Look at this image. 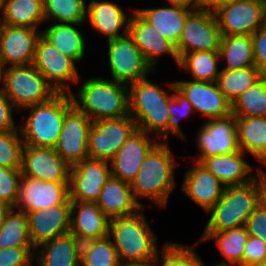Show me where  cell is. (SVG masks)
Here are the masks:
<instances>
[{"label":"cell","instance_id":"6da1fadb","mask_svg":"<svg viewBox=\"0 0 266 266\" xmlns=\"http://www.w3.org/2000/svg\"><path fill=\"white\" fill-rule=\"evenodd\" d=\"M175 155L171 151L168 141H159L146 155L135 179L131 182L134 199L145 208L143 199L151 200L154 207H166L171 192L176 188ZM141 200V201H139ZM149 205V206H148Z\"/></svg>","mask_w":266,"mask_h":266},{"label":"cell","instance_id":"7a4b0ae2","mask_svg":"<svg viewBox=\"0 0 266 266\" xmlns=\"http://www.w3.org/2000/svg\"><path fill=\"white\" fill-rule=\"evenodd\" d=\"M265 187V170L248 184L225 187L220 200L206 212L210 217L203 233H217L245 226L248 217L260 204Z\"/></svg>","mask_w":266,"mask_h":266},{"label":"cell","instance_id":"3957f363","mask_svg":"<svg viewBox=\"0 0 266 266\" xmlns=\"http://www.w3.org/2000/svg\"><path fill=\"white\" fill-rule=\"evenodd\" d=\"M168 90L148 78L128 86L129 115L136 122L137 129L151 135L159 141L167 140V123L170 117L168 106L175 89L174 81L167 82ZM157 136V137H156Z\"/></svg>","mask_w":266,"mask_h":266},{"label":"cell","instance_id":"277c9868","mask_svg":"<svg viewBox=\"0 0 266 266\" xmlns=\"http://www.w3.org/2000/svg\"><path fill=\"white\" fill-rule=\"evenodd\" d=\"M70 94L74 105L91 121L129 115L128 85L105 76L84 79L76 94L73 91Z\"/></svg>","mask_w":266,"mask_h":266},{"label":"cell","instance_id":"5b68a950","mask_svg":"<svg viewBox=\"0 0 266 266\" xmlns=\"http://www.w3.org/2000/svg\"><path fill=\"white\" fill-rule=\"evenodd\" d=\"M143 210L131 216L110 219L108 236L121 264L154 259L159 249L157 236Z\"/></svg>","mask_w":266,"mask_h":266},{"label":"cell","instance_id":"8992f818","mask_svg":"<svg viewBox=\"0 0 266 266\" xmlns=\"http://www.w3.org/2000/svg\"><path fill=\"white\" fill-rule=\"evenodd\" d=\"M73 105L70 93L58 92L46 102L23 109L29 112L19 127L24 145L54 148L65 114Z\"/></svg>","mask_w":266,"mask_h":266},{"label":"cell","instance_id":"52a82bcc","mask_svg":"<svg viewBox=\"0 0 266 266\" xmlns=\"http://www.w3.org/2000/svg\"><path fill=\"white\" fill-rule=\"evenodd\" d=\"M0 89L17 112L46 102L58 93L32 64L7 67Z\"/></svg>","mask_w":266,"mask_h":266},{"label":"cell","instance_id":"ba28073f","mask_svg":"<svg viewBox=\"0 0 266 266\" xmlns=\"http://www.w3.org/2000/svg\"><path fill=\"white\" fill-rule=\"evenodd\" d=\"M107 48L110 80L129 86L155 73L129 34L107 41Z\"/></svg>","mask_w":266,"mask_h":266},{"label":"cell","instance_id":"9c48e42d","mask_svg":"<svg viewBox=\"0 0 266 266\" xmlns=\"http://www.w3.org/2000/svg\"><path fill=\"white\" fill-rule=\"evenodd\" d=\"M75 62L43 35L39 37L32 65L57 92L71 93L73 90L70 85L80 83L81 76Z\"/></svg>","mask_w":266,"mask_h":266},{"label":"cell","instance_id":"30bf717a","mask_svg":"<svg viewBox=\"0 0 266 266\" xmlns=\"http://www.w3.org/2000/svg\"><path fill=\"white\" fill-rule=\"evenodd\" d=\"M136 130V122L130 115L92 121L87 143L89 158L110 162Z\"/></svg>","mask_w":266,"mask_h":266},{"label":"cell","instance_id":"8fae6325","mask_svg":"<svg viewBox=\"0 0 266 266\" xmlns=\"http://www.w3.org/2000/svg\"><path fill=\"white\" fill-rule=\"evenodd\" d=\"M221 31L214 12L193 9L186 18L176 52L180 58L193 51H218Z\"/></svg>","mask_w":266,"mask_h":266},{"label":"cell","instance_id":"7c38bea8","mask_svg":"<svg viewBox=\"0 0 266 266\" xmlns=\"http://www.w3.org/2000/svg\"><path fill=\"white\" fill-rule=\"evenodd\" d=\"M195 139L198 153L191 158L196 162H201L206 157L240 151L236 121L232 114L206 120L198 129Z\"/></svg>","mask_w":266,"mask_h":266},{"label":"cell","instance_id":"4fadbf2b","mask_svg":"<svg viewBox=\"0 0 266 266\" xmlns=\"http://www.w3.org/2000/svg\"><path fill=\"white\" fill-rule=\"evenodd\" d=\"M111 175L110 162L91 158L79 161L70 168L69 199L96 202Z\"/></svg>","mask_w":266,"mask_h":266},{"label":"cell","instance_id":"5bb4252c","mask_svg":"<svg viewBox=\"0 0 266 266\" xmlns=\"http://www.w3.org/2000/svg\"><path fill=\"white\" fill-rule=\"evenodd\" d=\"M215 15L222 36L252 35L266 25L261 0H229Z\"/></svg>","mask_w":266,"mask_h":266},{"label":"cell","instance_id":"9a60e30c","mask_svg":"<svg viewBox=\"0 0 266 266\" xmlns=\"http://www.w3.org/2000/svg\"><path fill=\"white\" fill-rule=\"evenodd\" d=\"M91 124L87 115L75 105L66 112L54 150L70 166L89 158L87 143Z\"/></svg>","mask_w":266,"mask_h":266},{"label":"cell","instance_id":"2e32d148","mask_svg":"<svg viewBox=\"0 0 266 266\" xmlns=\"http://www.w3.org/2000/svg\"><path fill=\"white\" fill-rule=\"evenodd\" d=\"M176 90L193 106L195 114L207 120L232 114L231 102L218 89L215 82L174 80Z\"/></svg>","mask_w":266,"mask_h":266},{"label":"cell","instance_id":"e0dca14e","mask_svg":"<svg viewBox=\"0 0 266 266\" xmlns=\"http://www.w3.org/2000/svg\"><path fill=\"white\" fill-rule=\"evenodd\" d=\"M68 183L41 181L21 175L18 197L13 208L27 213L63 204L69 198Z\"/></svg>","mask_w":266,"mask_h":266},{"label":"cell","instance_id":"ac0fdd59","mask_svg":"<svg viewBox=\"0 0 266 266\" xmlns=\"http://www.w3.org/2000/svg\"><path fill=\"white\" fill-rule=\"evenodd\" d=\"M71 166L54 148L24 145L21 174L41 181L69 182Z\"/></svg>","mask_w":266,"mask_h":266},{"label":"cell","instance_id":"d6986e66","mask_svg":"<svg viewBox=\"0 0 266 266\" xmlns=\"http://www.w3.org/2000/svg\"><path fill=\"white\" fill-rule=\"evenodd\" d=\"M42 31L0 23V51L5 67L31 65Z\"/></svg>","mask_w":266,"mask_h":266},{"label":"cell","instance_id":"ffe728a7","mask_svg":"<svg viewBox=\"0 0 266 266\" xmlns=\"http://www.w3.org/2000/svg\"><path fill=\"white\" fill-rule=\"evenodd\" d=\"M28 233L34 249L56 236L66 234L70 230L71 200L55 205L47 210L29 211Z\"/></svg>","mask_w":266,"mask_h":266},{"label":"cell","instance_id":"44dd1931","mask_svg":"<svg viewBox=\"0 0 266 266\" xmlns=\"http://www.w3.org/2000/svg\"><path fill=\"white\" fill-rule=\"evenodd\" d=\"M128 34L133 38L135 45L140 49L146 62L154 71L157 70L158 58L162 55H170L178 65L179 57L175 46L158 33L147 20L136 10L130 12Z\"/></svg>","mask_w":266,"mask_h":266},{"label":"cell","instance_id":"7402d4cb","mask_svg":"<svg viewBox=\"0 0 266 266\" xmlns=\"http://www.w3.org/2000/svg\"><path fill=\"white\" fill-rule=\"evenodd\" d=\"M153 136L140 129L131 134L110 161L112 176L131 183L146 155L159 142Z\"/></svg>","mask_w":266,"mask_h":266},{"label":"cell","instance_id":"603a6c76","mask_svg":"<svg viewBox=\"0 0 266 266\" xmlns=\"http://www.w3.org/2000/svg\"><path fill=\"white\" fill-rule=\"evenodd\" d=\"M193 161L184 175L181 191L207 212L222 197L225 186L200 162Z\"/></svg>","mask_w":266,"mask_h":266},{"label":"cell","instance_id":"cb8c5ba5","mask_svg":"<svg viewBox=\"0 0 266 266\" xmlns=\"http://www.w3.org/2000/svg\"><path fill=\"white\" fill-rule=\"evenodd\" d=\"M243 151L231 154L215 155L204 158L200 163L204 165L225 187L248 184L263 170L258 166L254 175L253 166L245 160Z\"/></svg>","mask_w":266,"mask_h":266},{"label":"cell","instance_id":"d4e9b609","mask_svg":"<svg viewBox=\"0 0 266 266\" xmlns=\"http://www.w3.org/2000/svg\"><path fill=\"white\" fill-rule=\"evenodd\" d=\"M110 218L96 202L71 201L70 230L83 243L109 235Z\"/></svg>","mask_w":266,"mask_h":266},{"label":"cell","instance_id":"484cf974","mask_svg":"<svg viewBox=\"0 0 266 266\" xmlns=\"http://www.w3.org/2000/svg\"><path fill=\"white\" fill-rule=\"evenodd\" d=\"M126 14L118 3L92 0L87 5L86 22L109 41L128 34L130 14Z\"/></svg>","mask_w":266,"mask_h":266},{"label":"cell","instance_id":"4316f807","mask_svg":"<svg viewBox=\"0 0 266 266\" xmlns=\"http://www.w3.org/2000/svg\"><path fill=\"white\" fill-rule=\"evenodd\" d=\"M96 204L110 219L131 216L143 208L134 199L131 183L112 175L102 187Z\"/></svg>","mask_w":266,"mask_h":266},{"label":"cell","instance_id":"83f0119b","mask_svg":"<svg viewBox=\"0 0 266 266\" xmlns=\"http://www.w3.org/2000/svg\"><path fill=\"white\" fill-rule=\"evenodd\" d=\"M37 266H80L81 242L68 232L35 249Z\"/></svg>","mask_w":266,"mask_h":266},{"label":"cell","instance_id":"f1b7e54d","mask_svg":"<svg viewBox=\"0 0 266 266\" xmlns=\"http://www.w3.org/2000/svg\"><path fill=\"white\" fill-rule=\"evenodd\" d=\"M169 7L135 8L158 33L177 46L187 15L194 9L189 6L168 4Z\"/></svg>","mask_w":266,"mask_h":266},{"label":"cell","instance_id":"f546056e","mask_svg":"<svg viewBox=\"0 0 266 266\" xmlns=\"http://www.w3.org/2000/svg\"><path fill=\"white\" fill-rule=\"evenodd\" d=\"M238 145L266 167V117H235Z\"/></svg>","mask_w":266,"mask_h":266},{"label":"cell","instance_id":"4dcf8cb0","mask_svg":"<svg viewBox=\"0 0 266 266\" xmlns=\"http://www.w3.org/2000/svg\"><path fill=\"white\" fill-rule=\"evenodd\" d=\"M76 26L85 24L51 23L42 29V35L50 41L61 53L80 63L86 55V40L81 30Z\"/></svg>","mask_w":266,"mask_h":266},{"label":"cell","instance_id":"1f68e13d","mask_svg":"<svg viewBox=\"0 0 266 266\" xmlns=\"http://www.w3.org/2000/svg\"><path fill=\"white\" fill-rule=\"evenodd\" d=\"M0 23L38 29L46 23L43 0H3Z\"/></svg>","mask_w":266,"mask_h":266},{"label":"cell","instance_id":"d6a6232c","mask_svg":"<svg viewBox=\"0 0 266 266\" xmlns=\"http://www.w3.org/2000/svg\"><path fill=\"white\" fill-rule=\"evenodd\" d=\"M248 238L246 227L242 226L217 233H202L195 245L212 239L223 255L217 264L243 266V252Z\"/></svg>","mask_w":266,"mask_h":266},{"label":"cell","instance_id":"836d02e7","mask_svg":"<svg viewBox=\"0 0 266 266\" xmlns=\"http://www.w3.org/2000/svg\"><path fill=\"white\" fill-rule=\"evenodd\" d=\"M218 51L221 62L225 60L222 69L237 70L255 66L251 35L222 36Z\"/></svg>","mask_w":266,"mask_h":266},{"label":"cell","instance_id":"e575fe53","mask_svg":"<svg viewBox=\"0 0 266 266\" xmlns=\"http://www.w3.org/2000/svg\"><path fill=\"white\" fill-rule=\"evenodd\" d=\"M220 62L219 51H193L183 54L177 67L191 74L192 80L215 82L221 72Z\"/></svg>","mask_w":266,"mask_h":266},{"label":"cell","instance_id":"d590c367","mask_svg":"<svg viewBox=\"0 0 266 266\" xmlns=\"http://www.w3.org/2000/svg\"><path fill=\"white\" fill-rule=\"evenodd\" d=\"M262 78L256 66L237 70L221 69L215 83L222 94L231 102Z\"/></svg>","mask_w":266,"mask_h":266},{"label":"cell","instance_id":"8d00e7d4","mask_svg":"<svg viewBox=\"0 0 266 266\" xmlns=\"http://www.w3.org/2000/svg\"><path fill=\"white\" fill-rule=\"evenodd\" d=\"M32 246L28 233L26 212L14 208L0 224V248Z\"/></svg>","mask_w":266,"mask_h":266},{"label":"cell","instance_id":"74e56055","mask_svg":"<svg viewBox=\"0 0 266 266\" xmlns=\"http://www.w3.org/2000/svg\"><path fill=\"white\" fill-rule=\"evenodd\" d=\"M45 21L86 24L85 0H43Z\"/></svg>","mask_w":266,"mask_h":266},{"label":"cell","instance_id":"f35d334b","mask_svg":"<svg viewBox=\"0 0 266 266\" xmlns=\"http://www.w3.org/2000/svg\"><path fill=\"white\" fill-rule=\"evenodd\" d=\"M234 117H266V77L237 97L232 103Z\"/></svg>","mask_w":266,"mask_h":266},{"label":"cell","instance_id":"ab89813d","mask_svg":"<svg viewBox=\"0 0 266 266\" xmlns=\"http://www.w3.org/2000/svg\"><path fill=\"white\" fill-rule=\"evenodd\" d=\"M80 266H121L109 236L81 243Z\"/></svg>","mask_w":266,"mask_h":266},{"label":"cell","instance_id":"60d3db41","mask_svg":"<svg viewBox=\"0 0 266 266\" xmlns=\"http://www.w3.org/2000/svg\"><path fill=\"white\" fill-rule=\"evenodd\" d=\"M156 266H204V262L194 246L168 241L157 250Z\"/></svg>","mask_w":266,"mask_h":266},{"label":"cell","instance_id":"b9f144b4","mask_svg":"<svg viewBox=\"0 0 266 266\" xmlns=\"http://www.w3.org/2000/svg\"><path fill=\"white\" fill-rule=\"evenodd\" d=\"M23 147L19 130L0 131V166L21 169Z\"/></svg>","mask_w":266,"mask_h":266},{"label":"cell","instance_id":"7bdbcfd3","mask_svg":"<svg viewBox=\"0 0 266 266\" xmlns=\"http://www.w3.org/2000/svg\"><path fill=\"white\" fill-rule=\"evenodd\" d=\"M169 119L167 123V139L169 135L180 137L182 140H186L184 133L180 126V120L193 115L194 109L192 104L182 96L176 88L173 91L172 97L168 106Z\"/></svg>","mask_w":266,"mask_h":266},{"label":"cell","instance_id":"ee69618b","mask_svg":"<svg viewBox=\"0 0 266 266\" xmlns=\"http://www.w3.org/2000/svg\"><path fill=\"white\" fill-rule=\"evenodd\" d=\"M20 169L0 166V200L14 207L20 186Z\"/></svg>","mask_w":266,"mask_h":266},{"label":"cell","instance_id":"f6af8a7d","mask_svg":"<svg viewBox=\"0 0 266 266\" xmlns=\"http://www.w3.org/2000/svg\"><path fill=\"white\" fill-rule=\"evenodd\" d=\"M33 246L0 248V266H33Z\"/></svg>","mask_w":266,"mask_h":266},{"label":"cell","instance_id":"bcb514c9","mask_svg":"<svg viewBox=\"0 0 266 266\" xmlns=\"http://www.w3.org/2000/svg\"><path fill=\"white\" fill-rule=\"evenodd\" d=\"M266 260V244L259 237L249 235L243 252V266H253Z\"/></svg>","mask_w":266,"mask_h":266},{"label":"cell","instance_id":"7dc6e473","mask_svg":"<svg viewBox=\"0 0 266 266\" xmlns=\"http://www.w3.org/2000/svg\"><path fill=\"white\" fill-rule=\"evenodd\" d=\"M255 66L262 77H266V25L258 28L252 35Z\"/></svg>","mask_w":266,"mask_h":266},{"label":"cell","instance_id":"c3c4849f","mask_svg":"<svg viewBox=\"0 0 266 266\" xmlns=\"http://www.w3.org/2000/svg\"><path fill=\"white\" fill-rule=\"evenodd\" d=\"M245 227L250 236L259 237L266 244V209L261 203L248 217Z\"/></svg>","mask_w":266,"mask_h":266},{"label":"cell","instance_id":"681fc988","mask_svg":"<svg viewBox=\"0 0 266 266\" xmlns=\"http://www.w3.org/2000/svg\"><path fill=\"white\" fill-rule=\"evenodd\" d=\"M14 108L15 106L0 89V131L19 130L13 117Z\"/></svg>","mask_w":266,"mask_h":266},{"label":"cell","instance_id":"f907efd6","mask_svg":"<svg viewBox=\"0 0 266 266\" xmlns=\"http://www.w3.org/2000/svg\"><path fill=\"white\" fill-rule=\"evenodd\" d=\"M229 0H196L195 9L210 12H216L221 6Z\"/></svg>","mask_w":266,"mask_h":266},{"label":"cell","instance_id":"816d5d0a","mask_svg":"<svg viewBox=\"0 0 266 266\" xmlns=\"http://www.w3.org/2000/svg\"><path fill=\"white\" fill-rule=\"evenodd\" d=\"M13 207L6 202L0 200V224L6 218V215L10 212Z\"/></svg>","mask_w":266,"mask_h":266},{"label":"cell","instance_id":"f5cc1de1","mask_svg":"<svg viewBox=\"0 0 266 266\" xmlns=\"http://www.w3.org/2000/svg\"><path fill=\"white\" fill-rule=\"evenodd\" d=\"M121 266H156V255L154 259H150L142 262L124 263Z\"/></svg>","mask_w":266,"mask_h":266},{"label":"cell","instance_id":"db71d44e","mask_svg":"<svg viewBox=\"0 0 266 266\" xmlns=\"http://www.w3.org/2000/svg\"><path fill=\"white\" fill-rule=\"evenodd\" d=\"M167 3L189 6L195 9L196 0H167Z\"/></svg>","mask_w":266,"mask_h":266},{"label":"cell","instance_id":"11a10c76","mask_svg":"<svg viewBox=\"0 0 266 266\" xmlns=\"http://www.w3.org/2000/svg\"><path fill=\"white\" fill-rule=\"evenodd\" d=\"M5 65L3 63V60H2V56H1V51H0V85L2 83V80H3V75L5 73Z\"/></svg>","mask_w":266,"mask_h":266},{"label":"cell","instance_id":"9f6ffc18","mask_svg":"<svg viewBox=\"0 0 266 266\" xmlns=\"http://www.w3.org/2000/svg\"><path fill=\"white\" fill-rule=\"evenodd\" d=\"M260 203L265 207L266 209V187L264 191L262 192L261 198H260Z\"/></svg>","mask_w":266,"mask_h":266},{"label":"cell","instance_id":"6f0895ef","mask_svg":"<svg viewBox=\"0 0 266 266\" xmlns=\"http://www.w3.org/2000/svg\"><path fill=\"white\" fill-rule=\"evenodd\" d=\"M264 18L266 20V0H261Z\"/></svg>","mask_w":266,"mask_h":266},{"label":"cell","instance_id":"680465c9","mask_svg":"<svg viewBox=\"0 0 266 266\" xmlns=\"http://www.w3.org/2000/svg\"><path fill=\"white\" fill-rule=\"evenodd\" d=\"M253 266H266V260H264L263 262H260L256 265H253Z\"/></svg>","mask_w":266,"mask_h":266},{"label":"cell","instance_id":"91938a15","mask_svg":"<svg viewBox=\"0 0 266 266\" xmlns=\"http://www.w3.org/2000/svg\"><path fill=\"white\" fill-rule=\"evenodd\" d=\"M204 266H206L205 263H204ZM212 266H235V265H221V264L216 263V264H213Z\"/></svg>","mask_w":266,"mask_h":266},{"label":"cell","instance_id":"94428289","mask_svg":"<svg viewBox=\"0 0 266 266\" xmlns=\"http://www.w3.org/2000/svg\"><path fill=\"white\" fill-rule=\"evenodd\" d=\"M2 5H3V0H0V16H1V13H2Z\"/></svg>","mask_w":266,"mask_h":266}]
</instances>
